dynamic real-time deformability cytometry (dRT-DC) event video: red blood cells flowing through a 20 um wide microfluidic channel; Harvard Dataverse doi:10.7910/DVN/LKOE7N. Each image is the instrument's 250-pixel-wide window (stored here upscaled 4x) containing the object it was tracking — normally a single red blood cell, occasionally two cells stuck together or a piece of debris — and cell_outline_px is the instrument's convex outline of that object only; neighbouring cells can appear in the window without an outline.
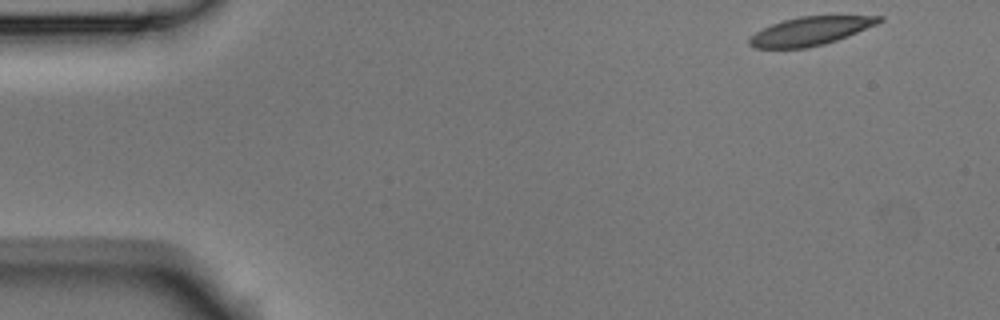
{"species": "Egyptian fruit bat (a non-hibernating species)", "species_latin": "Rousettus aegyptiacus", "temperature_condition": "room temperature", "stored_images_in_passage": 2, "camera_frame_rate_fps": 3000, "um_per_image_px": 0.085, "animal": {"sex": "male"}, "frame": {"image": 1, "passage_image": 1, "time_ms": 0.0, "image_size_px": [1000, 320], "cell_outline_px": [[884, 20], [876, 24], [848, 36], [824, 44], [808, 48], [752, 48], [748, 44], [748, 40], [756, 32], [772, 24], [784, 20], [800, 16], [884, 16]], "centroid_in_image_um": [68.87, 2.65], "position_along_channel_um": 16.1, "area_um2": 21.33}}